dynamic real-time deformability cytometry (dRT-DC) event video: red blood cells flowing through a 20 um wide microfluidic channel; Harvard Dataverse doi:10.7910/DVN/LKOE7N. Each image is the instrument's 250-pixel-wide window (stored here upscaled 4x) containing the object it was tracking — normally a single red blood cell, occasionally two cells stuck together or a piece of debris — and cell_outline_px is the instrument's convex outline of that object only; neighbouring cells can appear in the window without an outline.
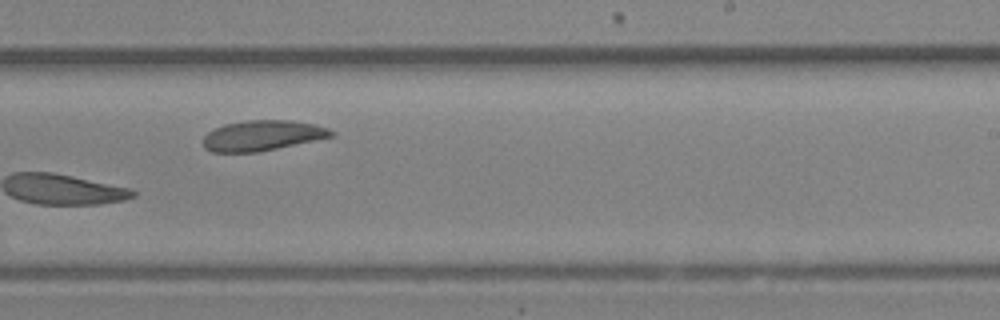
{"species": "Egyptian fruit bat (a non-hibernating species)", "species_latin": "Rousettus aegyptiacus", "temperature_condition": "room temperature", "stored_images_in_passage": 25, "camera_frame_rate_fps": 3000, "um_per_image_px": 0.085, "animal": {"sex": "female"}, "frame": {"image": 1, "passage_image": 15, "time_ms": 4.667, "image_size_px": [1000, 320], "cell_outline_px": [[332, 136], [316, 140], [256, 152], [212, 152], [204, 148], [204, 136], [212, 128], [224, 124], [248, 120], [292, 120], [312, 124], [328, 128], [332, 132]], "centroid_in_image_um": [22.24, 11.51], "position_along_channel_um": 266.8, "area_um2": 22.43}}